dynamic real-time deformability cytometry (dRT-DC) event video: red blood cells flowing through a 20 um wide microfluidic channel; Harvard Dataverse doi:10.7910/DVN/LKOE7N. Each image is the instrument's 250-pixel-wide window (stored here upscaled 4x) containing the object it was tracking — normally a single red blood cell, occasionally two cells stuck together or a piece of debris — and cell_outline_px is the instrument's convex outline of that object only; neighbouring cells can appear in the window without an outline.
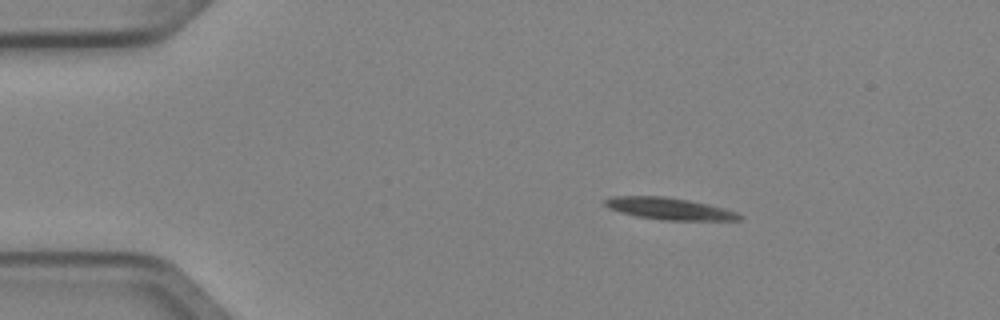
{"species": "Egyptian fruit bat (a non-hibernating species)", "species_latin": "Rousettus aegyptiacus", "temperature_condition": "cold", "stored_images_in_passage": 4, "camera_frame_rate_fps": 3000, "um_per_image_px": 0.085, "animal": {"sex": "female"}, "frame": {"image": 1, "passage_image": 2, "time_ms": 0.333, "image_size_px": [1000, 320], "cell_outline_px": [[744, 216], [740, 220], [664, 220], [636, 216], [620, 212], [608, 208], [604, 204], [604, 200], [612, 196], [664, 196], [688, 200], [708, 204], [724, 208], [736, 212]], "centroid_in_image_um": [56.88, 17.73], "position_along_channel_um": 28.1, "area_um2": 17.11}}
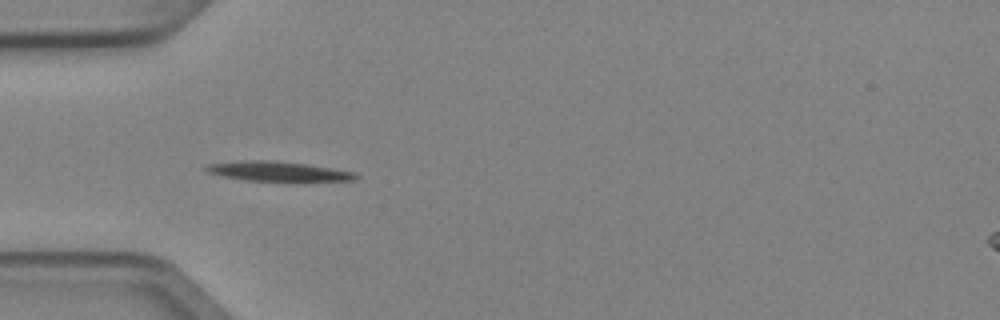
{"frame": {"image": 2, "passage_image": 4, "time_ms": 1.0, "image_size_px": [1000, 320], "cell_outline_px": [[360, 176], [356, 180], [248, 180], [224, 176], [208, 172], [204, 168], [208, 164], [252, 160], [264, 160], [304, 164], [352, 172]], "centroid_in_image_um": [23.59, 14.56], "position_along_channel_um": 61.4, "area_um2": 16.18}}